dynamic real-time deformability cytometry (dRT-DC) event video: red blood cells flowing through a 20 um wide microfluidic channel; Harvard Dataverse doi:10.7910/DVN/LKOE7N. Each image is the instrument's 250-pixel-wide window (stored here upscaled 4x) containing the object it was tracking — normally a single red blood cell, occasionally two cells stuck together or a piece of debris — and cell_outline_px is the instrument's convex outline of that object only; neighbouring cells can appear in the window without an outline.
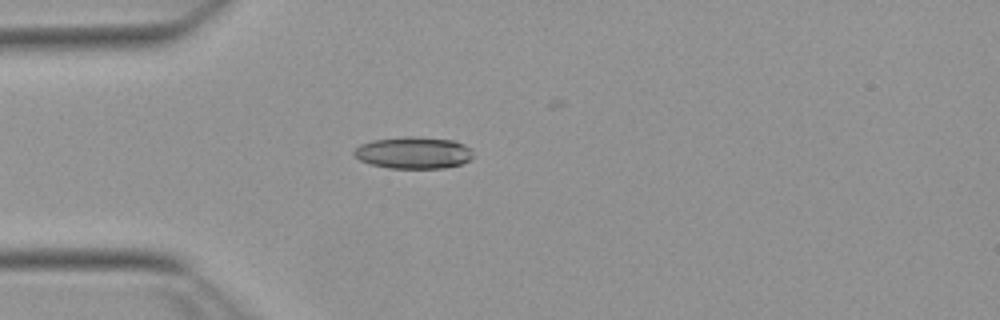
{"species": "Egyptian fruit bat (a non-hibernating species)", "species_latin": "Rousettus aegyptiacus", "temperature_condition": "warm", "stored_images_in_passage": 40, "camera_frame_rate_fps": 3000, "um_per_image_px": 0.085, "animal": {"sex": "female"}, "frame": {"image": 1, "passage_image": 14, "time_ms": 4.333, "image_size_px": [1000, 320], "cell_outline_px": [[472, 156], [468, 160], [460, 164], [444, 168], [388, 168], [368, 164], [352, 156], [352, 152], [360, 144], [372, 140], [404, 136], [412, 136], [452, 140], [464, 144], [468, 148]], "centroid_in_image_um": [35.06, 12.98], "position_along_channel_um": 49.9, "area_um2": 22.14}}
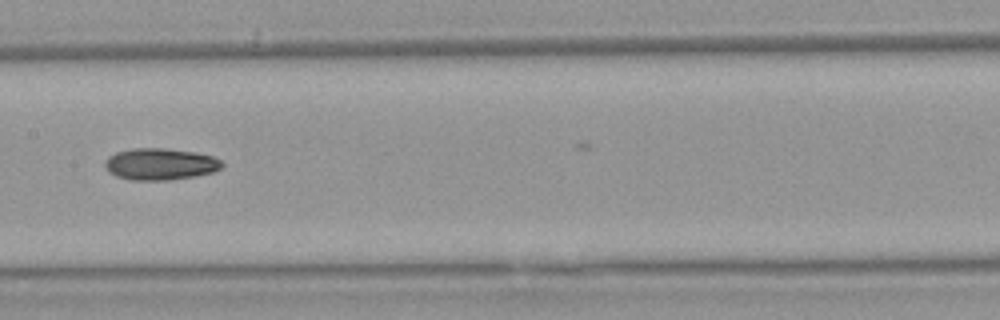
{"frame": {"image": 2, "passage_image": 26, "time_ms": 8.333, "image_size_px": [1000, 320], "cell_outline_px": [[224, 164], [220, 168], [212, 172], [196, 176], [168, 180], [132, 180], [116, 176], [108, 172], [104, 164], [104, 160], [108, 156], [116, 152], [132, 148], [164, 148], [196, 152], [212, 156], [220, 160]], "centroid_in_image_um": [13.59, 13.94], "position_along_channel_um": 193.8, "area_um2": 21.73}}
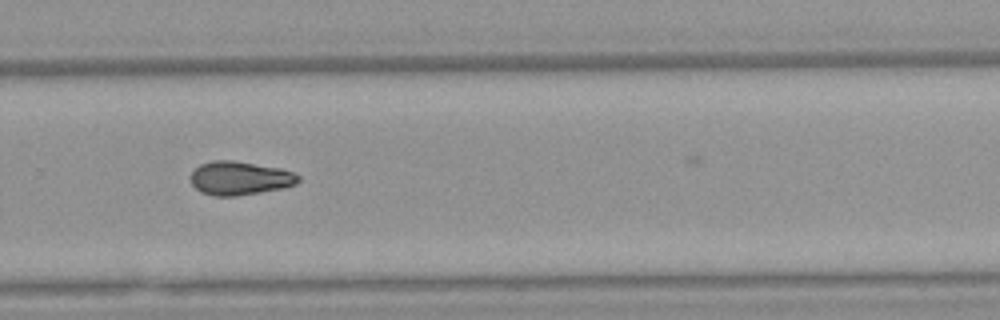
{"frame": {"image": 3, "passage_image": 35, "time_ms": 11.333, "image_size_px": [1000, 320], "cell_outline_px": [[300, 180], [296, 184], [284, 188], [236, 196], [212, 196], [200, 192], [192, 184], [192, 172], [200, 164], [212, 160], [232, 160], [280, 168], [292, 172], [300, 176]], "centroid_in_image_um": [20.39, 15.15], "position_along_channel_um": 309.4, "area_um2": 21.1}}